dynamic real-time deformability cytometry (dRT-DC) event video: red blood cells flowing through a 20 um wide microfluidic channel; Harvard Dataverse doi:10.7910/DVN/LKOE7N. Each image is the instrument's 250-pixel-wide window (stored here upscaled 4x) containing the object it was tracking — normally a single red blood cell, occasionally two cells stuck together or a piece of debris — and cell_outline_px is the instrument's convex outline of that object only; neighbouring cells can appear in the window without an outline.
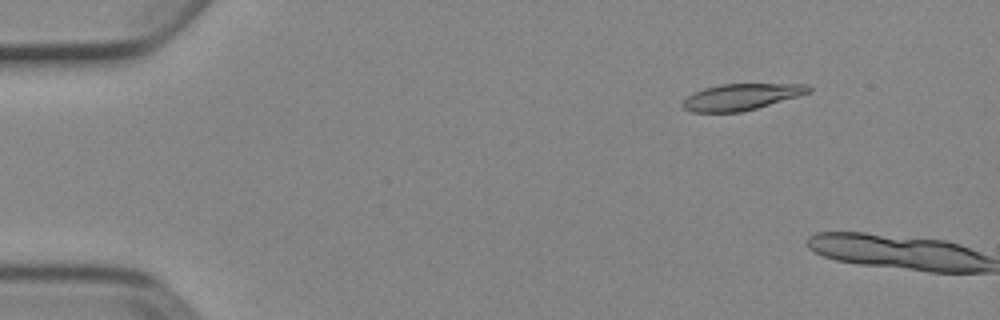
{"species": "Egyptian fruit bat (a non-hibernating species)", "species_latin": "Rousettus aegyptiacus", "temperature_condition": "cold", "stored_images_in_passage": 8, "camera_frame_rate_fps": 3000, "um_per_image_px": 0.085, "animal": {"sex": "female"}, "frame": {"image": 1, "passage_image": 6, "time_ms": 1.667, "image_size_px": [1000, 320], "cell_outline_px": [[812, 92], [756, 108], [740, 112], [692, 112], [684, 108], [680, 104], [692, 92], [704, 88], [720, 84], [808, 84], [812, 88]], "centroid_in_image_um": [63.0, 8.23], "position_along_channel_um": 22.0, "area_um2": 19.31}}